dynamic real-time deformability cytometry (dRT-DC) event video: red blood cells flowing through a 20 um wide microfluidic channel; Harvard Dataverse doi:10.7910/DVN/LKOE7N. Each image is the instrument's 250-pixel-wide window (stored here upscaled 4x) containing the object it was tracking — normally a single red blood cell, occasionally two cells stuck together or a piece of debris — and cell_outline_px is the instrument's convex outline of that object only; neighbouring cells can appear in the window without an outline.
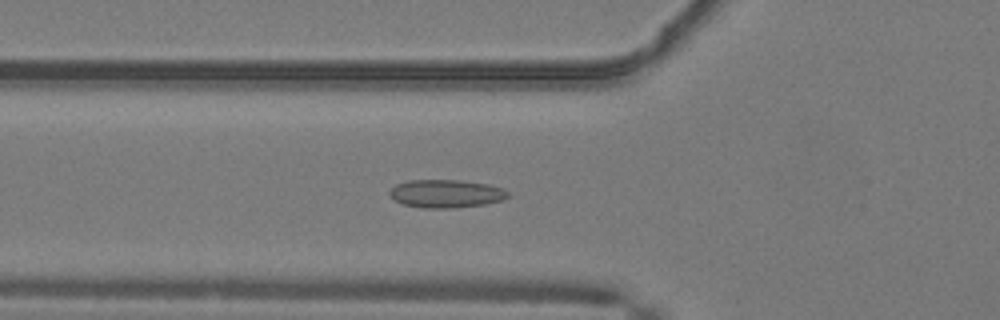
{"species": "common noctule bat (a hibernating species)", "species_latin": "Nyctalus noctula", "temperature_condition": "warm", "stored_images_in_passage": 51, "camera_frame_rate_fps": 3000, "um_per_image_px": 0.085, "animal": {"sex": "male", "body_mass_g": 19.2, "forearm_length_mm": 51.8}, "frame": {"image": 1, "passage_image": 19, "time_ms": 6.0, "image_size_px": [1000, 320], "cell_outline_px": [[512, 196], [500, 200], [484, 204], [452, 208], [424, 208], [404, 204], [396, 200], [388, 192], [396, 184], [408, 180], [460, 180], [488, 184], [500, 188], [508, 192]], "centroid_in_image_um": [37.92, 16.45], "position_along_channel_um": 87.9, "area_um2": 19.19}}
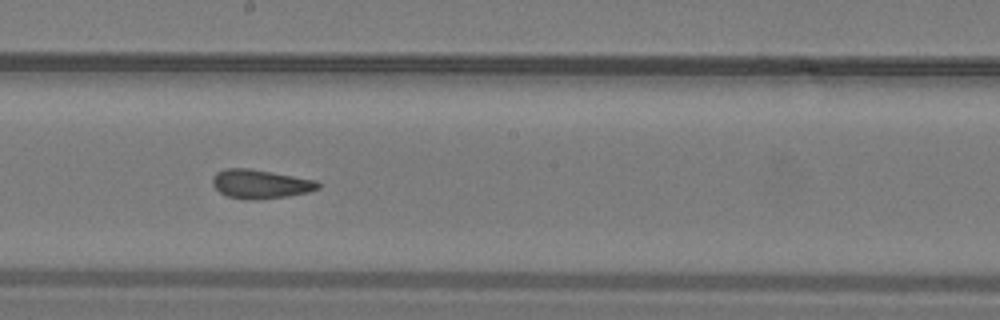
{"frame": {"image": 2, "passage_image": 29, "time_ms": 9.333, "image_size_px": [1000, 320], "cell_outline_px": [[320, 188], [308, 192], [288, 196], [256, 200], [228, 196], [220, 192], [212, 184], [212, 176], [216, 172], [224, 168], [248, 168], [272, 172], [316, 180], [320, 184]], "centroid_in_image_um": [22.13, 15.63], "position_along_channel_um": 226.1, "area_um2": 17.74}}
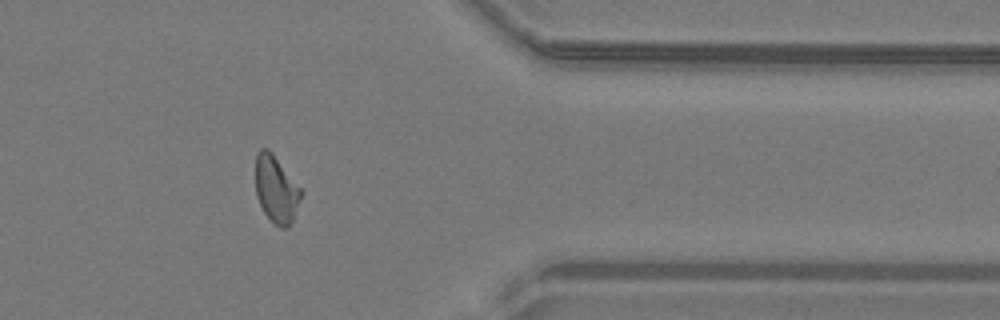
{"frame": {"image": 3, "passage_image": 42, "time_ms": 13.667, "image_size_px": [1000, 320], "cell_outline_px": [[304, 192], [292, 220], [288, 228], [280, 228], [264, 212], [256, 196], [256, 152], [260, 148], [268, 148], [272, 152]], "centroid_in_image_um": [23.48, 16.06], "position_along_channel_um": 387.9, "area_um2": 17.74}, "authors_computed_cell_mechanics": {"area_um2": 18.0914, "velocity_mm_per_s": 4.1216, "shape_relaxation_time_tau1_ms": null, "shape_relaxation_time_tau2_ms": 1.8058, "deformation_change_tau1": null, "deformation_change_tau2": 0.0814}}